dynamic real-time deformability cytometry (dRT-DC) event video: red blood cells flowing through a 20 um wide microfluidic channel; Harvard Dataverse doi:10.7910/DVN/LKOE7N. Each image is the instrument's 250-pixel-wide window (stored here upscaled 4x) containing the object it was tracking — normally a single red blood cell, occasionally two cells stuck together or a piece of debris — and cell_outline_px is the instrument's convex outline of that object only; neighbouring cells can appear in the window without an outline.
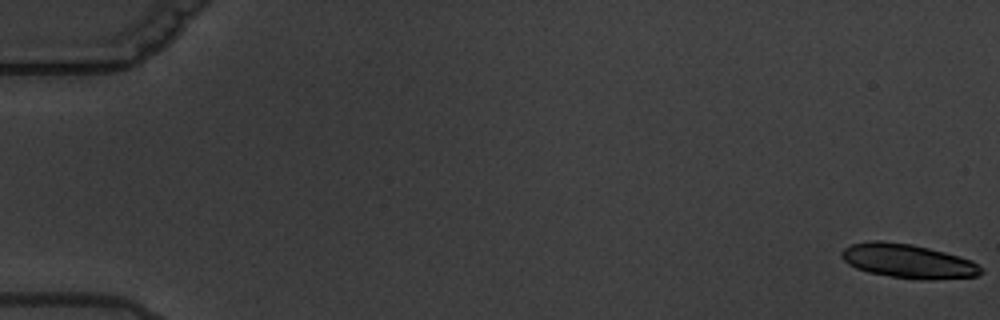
{"species": "common noctule bat (a hibernating species)", "species_latin": "Nyctalus noctula", "temperature_condition": "warm", "stored_images_in_passage": 7, "camera_frame_rate_fps": 3000, "um_per_image_px": 0.085, "animal": {"sex": "male", "body_mass_g": 19.5, "forearm_length_mm": 54.6}, "frame": {"image": 1, "passage_image": 1, "time_ms": 0.0, "image_size_px": [1000, 320], "cell_outline_px": [[984, 272], [976, 276], [928, 280], [892, 276], [868, 272], [856, 268], [848, 264], [840, 256], [840, 252], [844, 248], [852, 244], [872, 240], [880, 240], [912, 244], [960, 256], [972, 260], [984, 268]], "centroid_in_image_um": [77.19, 22.18], "position_along_channel_um": 7.8, "area_um2": 27.69}}
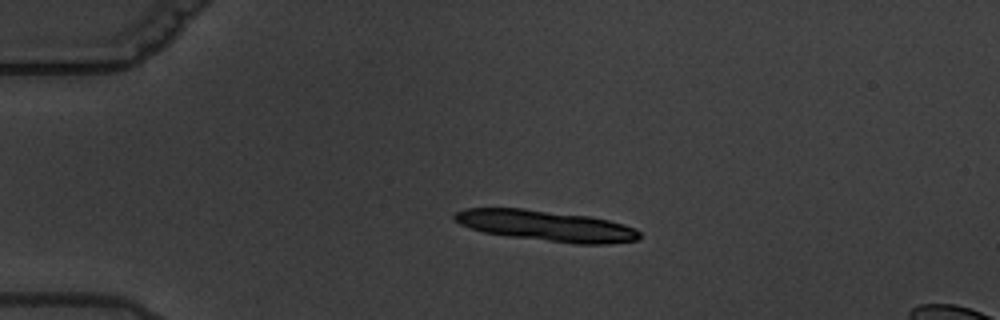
{"frame": {"image": 2, "passage_image": 5, "time_ms": 4.667, "image_size_px": [1000, 320], "cell_outline_px": [[640, 236], [636, 240], [608, 244], [576, 244], [508, 236], [484, 232], [460, 224], [452, 220], [452, 216], [456, 212], [464, 208], [520, 208], [588, 216], [608, 220], [636, 228], [640, 232]], "centroid_in_image_um": [46.4, 19.19], "position_along_channel_um": 38.6, "area_um2": 33.0}}